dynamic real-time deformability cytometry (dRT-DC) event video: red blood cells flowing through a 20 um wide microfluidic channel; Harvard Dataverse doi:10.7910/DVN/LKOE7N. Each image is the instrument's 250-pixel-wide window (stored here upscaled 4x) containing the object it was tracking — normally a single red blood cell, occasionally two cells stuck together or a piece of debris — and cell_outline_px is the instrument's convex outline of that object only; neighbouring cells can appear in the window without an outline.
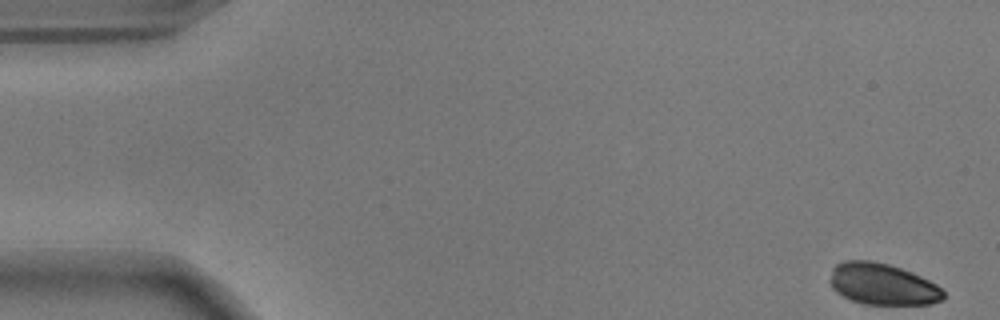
{"species": "common noctule bat (a hibernating species)", "species_latin": "Nyctalus noctula", "temperature_condition": "warm", "stored_images_in_passage": 54, "camera_frame_rate_fps": 3000, "um_per_image_px": 0.085, "animal": {"sex": "male", "body_mass_g": 17.9}, "frame": {"image": 1, "passage_image": 1, "time_ms": 0.0, "image_size_px": [1000, 320], "cell_outline_px": [[944, 300], [932, 304], [864, 304], [852, 300], [836, 292], [832, 288], [828, 280], [832, 268], [836, 264], [844, 260], [872, 260], [888, 264], [912, 272], [936, 284], [944, 292]], "centroid_in_image_um": [74.99, 24.14], "position_along_channel_um": 10.0, "area_um2": 27.57}}
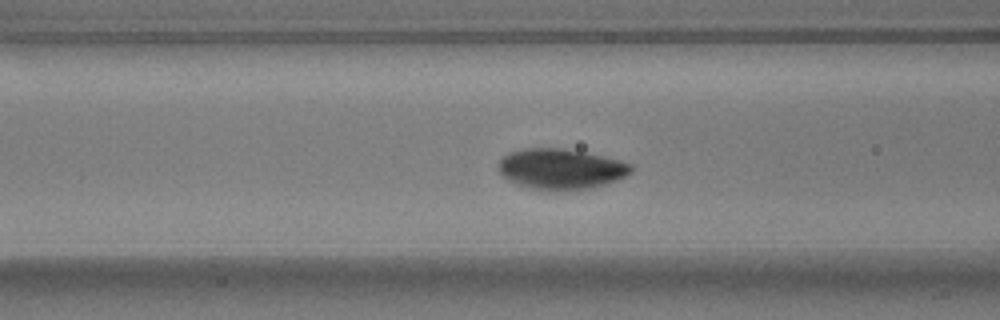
{"frame": {"image": 2, "passage_image": 21, "time_ms": 6.667, "image_size_px": [1000, 320], "cell_outline_px": [[632, 172], [608, 184], [592, 188], [528, 188], [508, 180], [500, 172], [500, 160], [508, 152], [524, 148], [560, 148], [620, 160], [632, 164]], "centroid_in_image_um": [47.68, 14.34], "position_along_channel_um": 118.9, "area_um2": 30.4}}
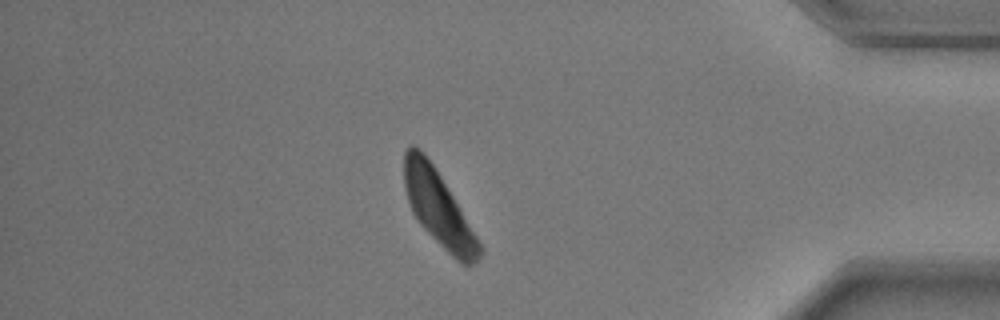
{"frame": {"image": 3, "passage_image": 47, "time_ms": 15.333, "image_size_px": [1000, 320], "cell_outline_px": [[484, 252], [472, 264], [464, 264], [456, 260], [420, 224], [412, 212], [404, 188], [404, 152], [412, 144], [424, 152], [440, 176], [484, 248]], "centroid_in_image_um": [37.26, 17.7], "position_along_channel_um": 397.9, "area_um2": 32.14}}